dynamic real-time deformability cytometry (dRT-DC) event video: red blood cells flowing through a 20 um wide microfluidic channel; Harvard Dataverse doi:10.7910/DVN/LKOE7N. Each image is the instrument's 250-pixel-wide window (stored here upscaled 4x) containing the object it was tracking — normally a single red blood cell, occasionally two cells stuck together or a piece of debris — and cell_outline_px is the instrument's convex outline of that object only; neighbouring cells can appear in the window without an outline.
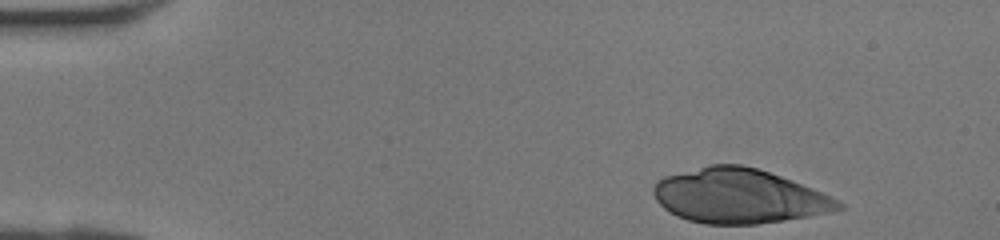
{"species": "human", "species_latin": "Homo sapiens", "temperature_condition": "room temperature", "stored_images_in_passage": 37, "camera_frame_rate_fps": 3000, "um_per_image_px": 0.085, "donor": {"sex": "female"}, "frame": {"image": 1, "passage_image": 1, "time_ms": 0.0, "image_size_px": [1000, 240], "cell_outline_px": [[844, 208], [832, 212], [784, 220], [756, 224], [704, 224], [688, 220], [676, 216], [664, 208], [656, 200], [652, 192], [652, 188], [656, 180], [664, 176], [708, 164], [740, 164], [756, 168], [792, 180], [812, 188], [844, 204]], "centroid_in_image_um": [62.75, 16.66], "position_along_channel_um": 22.2, "area_um2": 58.67}}